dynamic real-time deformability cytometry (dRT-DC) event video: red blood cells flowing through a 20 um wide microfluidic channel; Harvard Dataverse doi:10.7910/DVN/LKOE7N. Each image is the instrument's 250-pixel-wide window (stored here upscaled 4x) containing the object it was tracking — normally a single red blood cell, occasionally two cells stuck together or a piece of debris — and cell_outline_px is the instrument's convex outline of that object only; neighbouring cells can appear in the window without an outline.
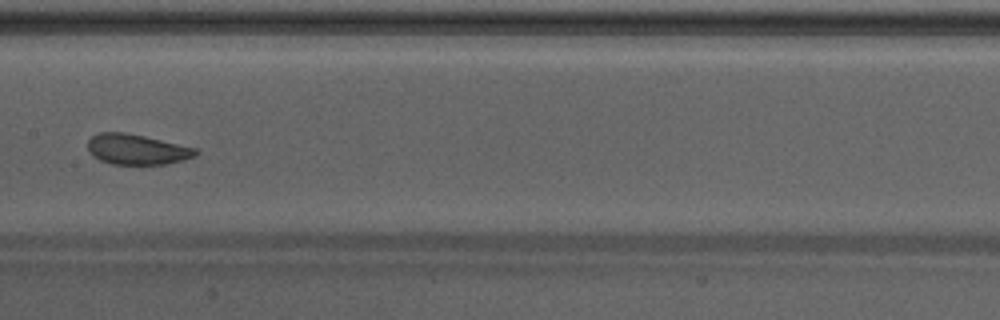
{"species": "Egyptian fruit bat (a non-hibernating species)", "species_latin": "Rousettus aegyptiacus", "temperature_condition": "warm", "stored_images_in_passage": 29, "camera_frame_rate_fps": 3000, "um_per_image_px": 0.085, "animal": {"sex": "male"}, "frame": {"image": 1, "passage_image": 25, "time_ms": 8.0, "image_size_px": [1000, 320], "cell_outline_px": [[200, 152], [196, 156], [184, 160], [164, 164], [112, 164], [100, 160], [92, 156], [88, 148], [88, 140], [92, 136], [100, 132], [124, 132], [144, 136], [196, 148]], "centroid_in_image_um": [11.64, 12.7], "position_along_channel_um": 195.8, "area_um2": 19.07}}